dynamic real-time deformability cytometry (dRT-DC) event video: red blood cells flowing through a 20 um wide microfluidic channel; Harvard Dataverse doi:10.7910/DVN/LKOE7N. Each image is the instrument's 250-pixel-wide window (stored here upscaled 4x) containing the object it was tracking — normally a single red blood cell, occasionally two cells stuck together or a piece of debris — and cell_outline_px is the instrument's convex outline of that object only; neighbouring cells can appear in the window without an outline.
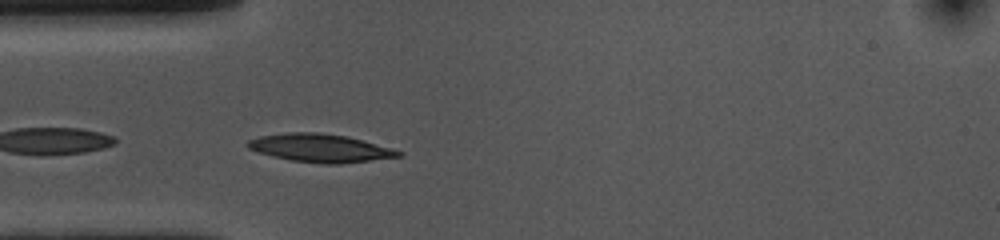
{"species": "common noctule bat (a hibernating species)", "species_latin": "Nyctalus noctula", "temperature_condition": "cold", "stored_images_in_passage": 38, "camera_frame_rate_fps": 3000, "um_per_image_px": 0.085, "animal": {"sex": "female", "body_mass_g": 10.0, "forearm_length_mm": 53.1}, "frame": {"image": 1, "passage_image": 2, "time_ms": 0.333, "image_size_px": [1000, 240], "cell_outline_px": [[404, 156], [336, 164], [324, 164], [292, 160], [272, 156], [248, 148], [244, 144], [248, 140], [260, 136], [288, 132], [320, 132], [348, 136], [364, 140], [392, 148], [404, 152]], "centroid_in_image_um": [27.24, 12.57], "position_along_channel_um": 57.8, "area_um2": 24.8}}
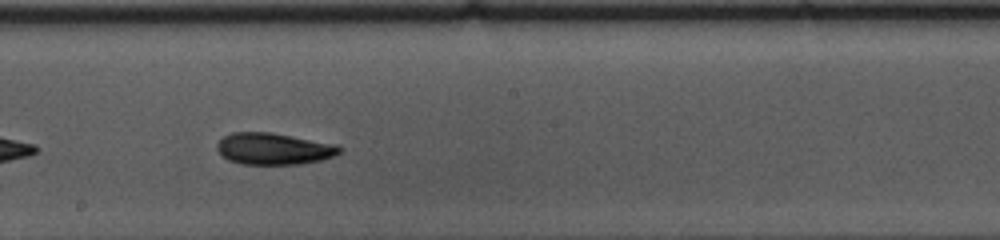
{"frame": {"image": 2, "passage_image": 16, "time_ms": 5.0, "image_size_px": [1000, 240], "cell_outline_px": [[344, 148], [340, 152], [332, 156], [320, 160], [300, 164], [240, 164], [228, 160], [216, 148], [216, 144], [224, 136], [232, 132], [272, 132], [340, 144]], "centroid_in_image_um": [23.31, 12.63], "position_along_channel_um": 224.9, "area_um2": 22.83}}
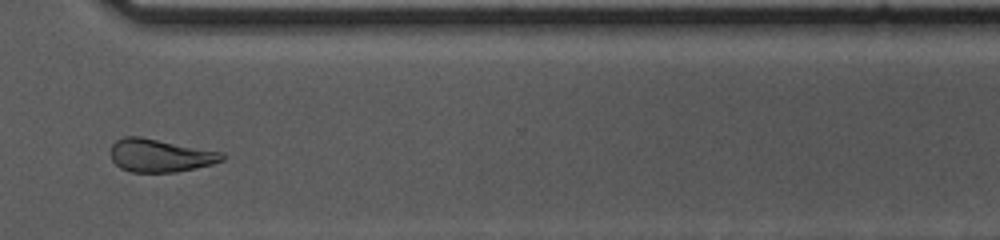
{"frame": {"image": 3, "passage_image": 27, "time_ms": 8.667, "image_size_px": [1000, 240], "cell_outline_px": [[224, 160], [212, 164], [196, 168], [176, 172], [132, 172], [120, 168], [112, 160], [112, 144], [116, 140], [124, 136], [140, 136], [224, 152]], "centroid_in_image_um": [13.63, 13.21], "position_along_channel_um": 357.0, "area_um2": 21.5}, "authors_computed_cell_mechanics": {"area_um2": 22.6287, "velocity_mm_per_s": 3.6054, "shape_relaxation_time_tau1_ms": 5.0476, "shape_relaxation_time_tau2_ms": 8.6171, "deformation_change_tau1": 0.1426, "deformation_change_tau2": 0.1435}}